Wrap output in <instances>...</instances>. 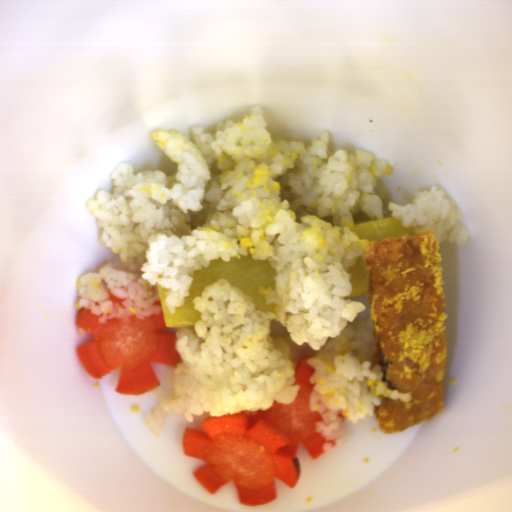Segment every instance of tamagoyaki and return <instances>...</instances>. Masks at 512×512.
<instances>
[{
    "mask_svg": "<svg viewBox=\"0 0 512 512\" xmlns=\"http://www.w3.org/2000/svg\"><path fill=\"white\" fill-rule=\"evenodd\" d=\"M276 272L267 260L252 259L250 256L230 258L229 261L212 260L209 266L194 271L188 291L181 307L171 313L165 299L168 290L156 285L165 328H184L195 326L200 320L201 313L193 306V299L201 296L207 286L218 279H226L231 285L239 287L243 294L251 297L256 310L272 312L274 305L267 304L266 296L260 292V287H274Z\"/></svg>",
    "mask_w": 512,
    "mask_h": 512,
    "instance_id": "1",
    "label": "tamagoyaki"
},
{
    "mask_svg": "<svg viewBox=\"0 0 512 512\" xmlns=\"http://www.w3.org/2000/svg\"><path fill=\"white\" fill-rule=\"evenodd\" d=\"M353 231L359 239L367 241L368 245L373 241L385 238L413 236L423 233L418 225H402L391 217L368 218L353 222Z\"/></svg>",
    "mask_w": 512,
    "mask_h": 512,
    "instance_id": "2",
    "label": "tamagoyaki"
},
{
    "mask_svg": "<svg viewBox=\"0 0 512 512\" xmlns=\"http://www.w3.org/2000/svg\"><path fill=\"white\" fill-rule=\"evenodd\" d=\"M348 273L350 274L351 294L348 297L355 298L368 294V281H367V265L363 258H356L352 263Z\"/></svg>",
    "mask_w": 512,
    "mask_h": 512,
    "instance_id": "3",
    "label": "tamagoyaki"
}]
</instances>
